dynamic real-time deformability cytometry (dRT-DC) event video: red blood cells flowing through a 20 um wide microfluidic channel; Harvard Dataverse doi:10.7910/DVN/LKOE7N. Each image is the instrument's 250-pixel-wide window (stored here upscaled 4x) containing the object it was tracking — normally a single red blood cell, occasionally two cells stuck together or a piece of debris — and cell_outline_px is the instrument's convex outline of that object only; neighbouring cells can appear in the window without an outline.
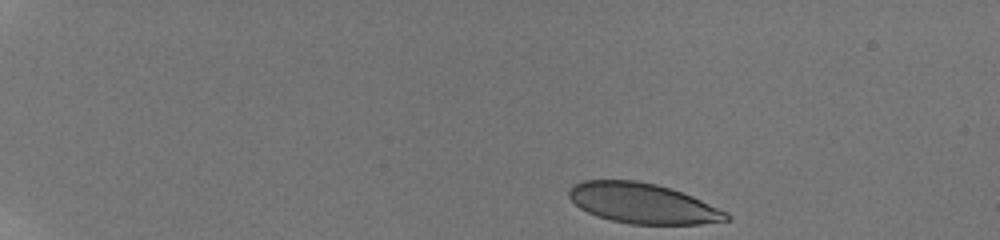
{"species": "human", "species_latin": "Homo sapiens", "temperature_condition": "room temperature", "stored_images_in_passage": 35, "camera_frame_rate_fps": 3000, "um_per_image_px": 0.085, "donor": {"sex": "male"}, "frame": {"image": 1, "passage_image": 1, "time_ms": 0.0, "image_size_px": [1000, 240], "cell_outline_px": [[732, 220], [700, 224], [628, 224], [596, 216], [580, 208], [568, 196], [568, 188], [584, 180], [636, 180], [656, 184], [672, 188], [692, 196], [728, 212], [732, 216]], "centroid_in_image_um": [54.66, 17.29], "position_along_channel_um": 30.3, "area_um2": 37.05}}
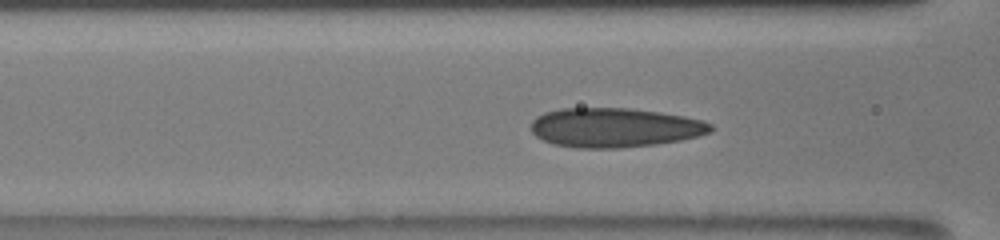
{"frame": {"image": 2, "passage_image": 11, "time_ms": 5.333, "image_size_px": [1000, 240], "cell_outline_px": [[712, 132], [700, 136], [680, 140], [656, 144], [620, 148], [576, 148], [552, 144], [536, 136], [532, 132], [532, 120], [536, 116], [544, 112], [560, 108], [628, 108], [660, 112], [684, 116], [700, 120], [712, 124]], "centroid_in_image_um": [52.23, 10.84], "position_along_channel_um": 114.4, "area_um2": 41.38}}
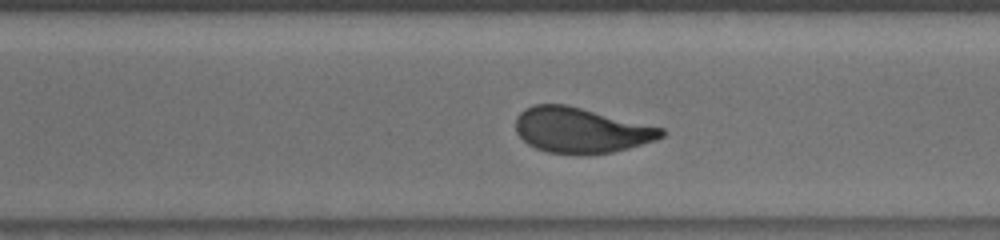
{"frame": {"image": 3, "passage_image": 24, "time_ms": 10.667, "image_size_px": [1000, 240], "cell_outline_px": [[668, 132], [664, 136], [656, 140], [628, 148], [612, 152], [580, 156], [548, 152], [536, 148], [528, 144], [516, 132], [516, 116], [524, 108], [532, 104], [568, 104], [664, 128]], "centroid_in_image_um": [49.39, 11.07], "position_along_channel_um": 321.2, "area_um2": 39.07}, "authors_computed_cell_mechanics": {"area_um2": 39.3618, "velocity_mm_per_s": 3.8851, "shape_relaxation_time_tau1_ms": 9.3422, "shape_relaxation_time_tau2_ms": 0.7754, "deformation_change_tau1": 0.2246, "deformation_change_tau2": 0.0467}}